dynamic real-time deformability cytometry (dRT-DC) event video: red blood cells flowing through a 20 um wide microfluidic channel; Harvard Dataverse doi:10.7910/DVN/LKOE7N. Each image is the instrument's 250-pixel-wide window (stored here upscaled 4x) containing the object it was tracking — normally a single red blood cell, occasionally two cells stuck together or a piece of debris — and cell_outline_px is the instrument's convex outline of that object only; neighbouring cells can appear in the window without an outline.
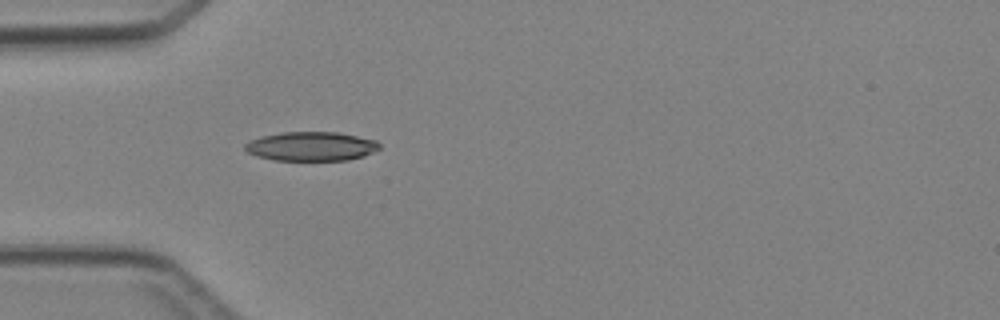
{"species": "Egyptian fruit bat (a non-hibernating species)", "species_latin": "Rousettus aegyptiacus", "temperature_condition": "cold", "stored_images_in_passage": 3, "camera_frame_rate_fps": 3000, "um_per_image_px": 0.085, "animal": {"sex": "female"}, "frame": {"image": 1, "passage_image": 3, "time_ms": 3.333, "image_size_px": [1000, 320], "cell_outline_px": [[380, 148], [376, 152], [364, 156], [348, 160], [272, 160], [256, 156], [248, 152], [244, 148], [244, 144], [260, 136], [280, 132], [336, 132], [376, 140], [380, 144]], "centroid_in_image_um": [26.46, 12.44], "position_along_channel_um": 58.5, "area_um2": 22.95}}